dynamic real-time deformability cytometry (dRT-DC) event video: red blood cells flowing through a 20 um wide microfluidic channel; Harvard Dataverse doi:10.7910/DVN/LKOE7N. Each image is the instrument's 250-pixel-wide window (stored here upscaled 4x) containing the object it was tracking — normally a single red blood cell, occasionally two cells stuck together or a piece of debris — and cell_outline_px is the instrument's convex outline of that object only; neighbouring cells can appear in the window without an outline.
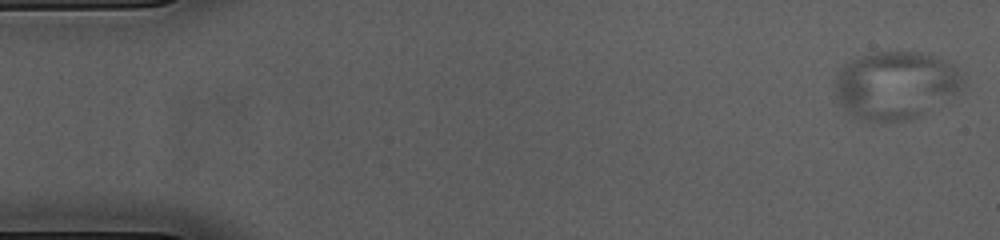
{"species": "common noctule bat (a hibernating species)", "species_latin": "Nyctalus noctula", "temperature_condition": "cold", "stored_images_in_passage": 13, "camera_frame_rate_fps": 3000, "um_per_image_px": 0.085, "animal": {"sex": "female", "body_mass_g": 23.0, "forearm_length_mm": 53.4}, "frame": {"image": 1, "passage_image": 1, "time_ms": 0.0, "image_size_px": [1000, 240], "cell_outline_px": [[964, 84], [960, 92], [920, 116], [908, 120], [860, 120], [848, 112], [840, 104], [836, 96], [836, 80], [844, 64], [868, 52], [916, 52], [932, 56], [956, 64], [964, 80]], "centroid_in_image_um": [76.17, 7.23], "position_along_channel_um": 8.8, "area_um2": 50.58}}
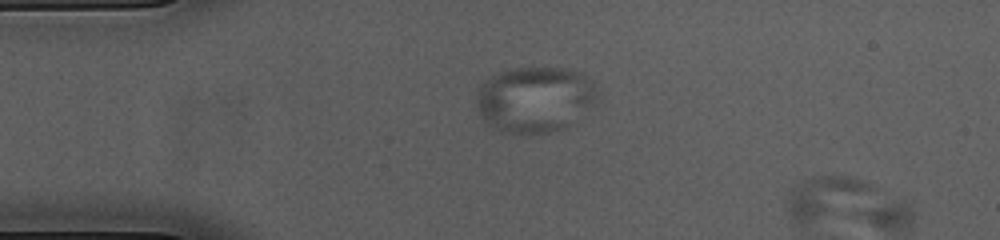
{"frame": {"image": 2, "passage_image": 12, "time_ms": 3.667, "image_size_px": [1000, 240], "cell_outline_px": [[600, 88], [596, 104], [568, 128], [548, 132], [500, 132], [476, 108], [476, 92], [480, 84], [492, 76], [500, 72], [512, 68], [564, 68], [580, 72], [596, 80]], "centroid_in_image_um": [45.58, 8.41], "position_along_channel_um": 39.4, "area_um2": 46.93}}